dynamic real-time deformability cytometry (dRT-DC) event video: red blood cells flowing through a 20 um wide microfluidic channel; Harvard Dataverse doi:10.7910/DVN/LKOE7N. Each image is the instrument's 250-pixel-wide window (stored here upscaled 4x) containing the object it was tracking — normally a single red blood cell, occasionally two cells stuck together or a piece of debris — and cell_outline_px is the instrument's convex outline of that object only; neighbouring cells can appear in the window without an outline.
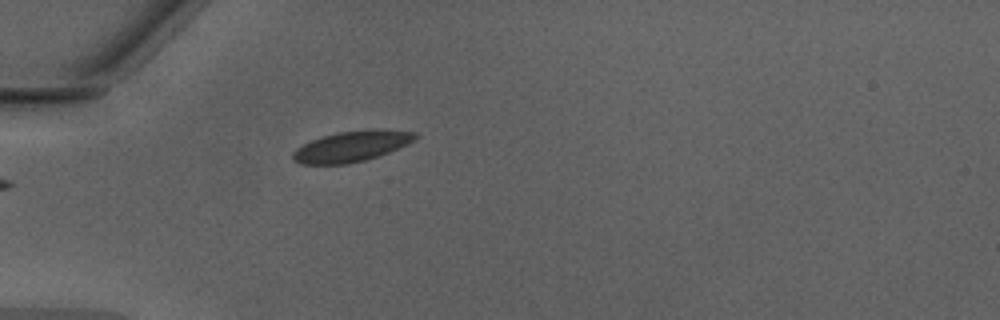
{"species": "Egyptian fruit bat (a non-hibernating species)", "species_latin": "Rousettus aegyptiacus", "temperature_condition": "warm", "stored_images_in_passage": 5, "camera_frame_rate_fps": 3000, "um_per_image_px": 0.085, "animal": {"sex": "male"}, "frame": {"image": 1, "passage_image": 1, "time_ms": 0.0, "image_size_px": [1000, 320], "cell_outline_px": [[420, 136], [408, 144], [380, 156], [348, 164], [300, 164], [292, 160], [292, 152], [296, 148], [312, 140], [336, 132], [368, 128], [380, 128], [416, 132]], "centroid_in_image_um": [29.93, 12.42], "position_along_channel_um": 55.1, "area_um2": 22.31}}
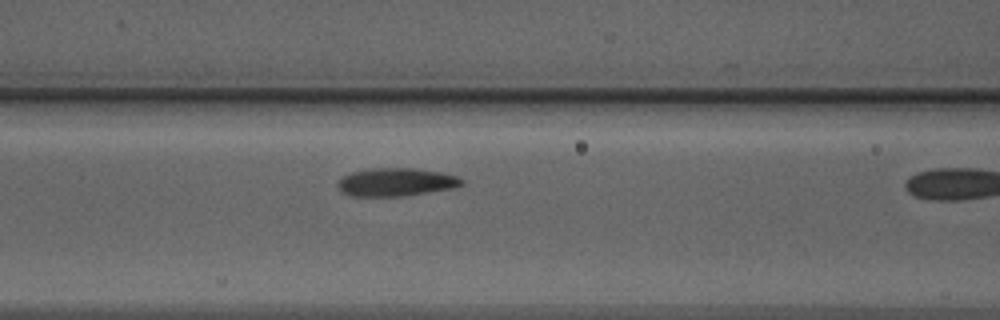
{"frame": {"image": 2, "passage_image": 4, "time_ms": 1.0, "image_size_px": [1000, 320], "cell_outline_px": [[464, 184], [452, 188], [404, 196], [352, 196], [344, 192], [336, 184], [344, 176], [352, 172], [368, 168], [412, 168], [444, 172], [456, 176], [464, 180]], "centroid_in_image_um": [33.69, 15.47], "position_along_channel_um": 132.9, "area_um2": 20.23}}